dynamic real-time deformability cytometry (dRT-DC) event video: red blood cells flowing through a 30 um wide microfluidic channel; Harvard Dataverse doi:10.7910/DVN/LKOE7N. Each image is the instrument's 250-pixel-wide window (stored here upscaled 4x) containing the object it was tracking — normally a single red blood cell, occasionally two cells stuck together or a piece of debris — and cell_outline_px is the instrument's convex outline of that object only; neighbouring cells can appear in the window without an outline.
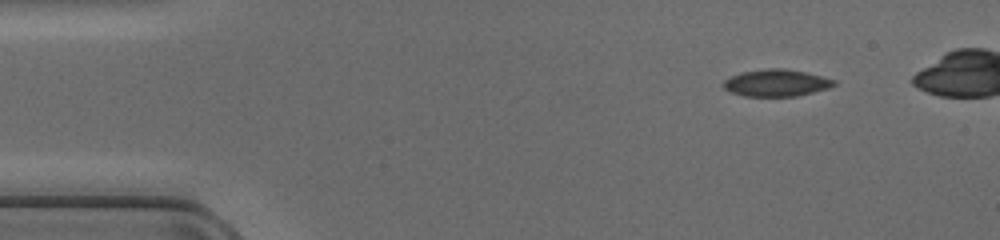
{"species": "common noctule bat (a hibernating species)", "species_latin": "Nyctalus noctula", "temperature_condition": "cold", "stored_images_in_passage": 39, "camera_frame_rate_fps": 3000, "um_per_image_px": 0.085, "animal": {"sex": "female", "body_mass_g": 17.0, "forearm_length_mm": 48.0}, "frame": {"image": 1, "passage_image": 1, "time_ms": 0.0, "image_size_px": [1000, 240], "cell_outline_px": [[836, 84], [828, 88], [796, 96], [744, 96], [732, 92], [724, 88], [720, 84], [724, 80], [740, 72], [768, 68], [784, 68], [808, 72], [836, 80]], "centroid_in_image_um": [65.98, 7.03], "position_along_channel_um": 19.0, "area_um2": 17.46}}
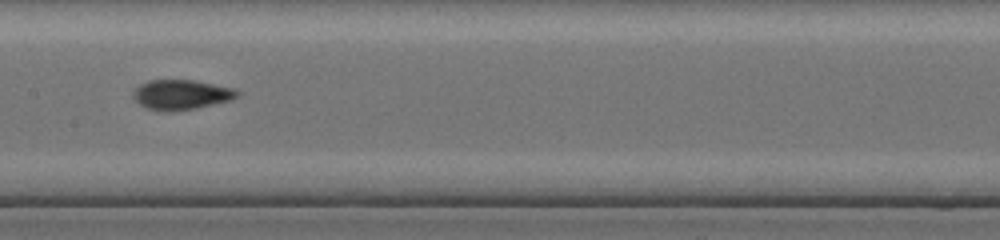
{"frame": {"image": 2, "passage_image": 19, "time_ms": 6.0, "image_size_px": [1000, 240], "cell_outline_px": [[240, 96], [232, 100], [196, 108], [160, 112], [148, 108], [140, 104], [132, 96], [132, 92], [140, 84], [148, 80], [196, 80], [236, 88], [240, 92]], "centroid_in_image_um": [15.45, 8.03], "position_along_channel_um": 191.9, "area_um2": 18.32}}
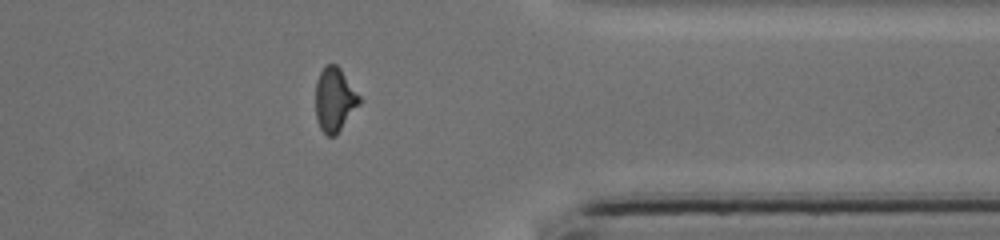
{"frame": {"image": 3, "passage_image": 33, "time_ms": 10.667, "image_size_px": [1000, 240], "cell_outline_px": [[360, 104], [336, 136], [328, 136], [320, 128], [316, 120], [316, 80], [320, 72], [328, 64], [336, 64], [340, 68], [360, 96]], "centroid_in_image_um": [28.44, 8.49], "position_along_channel_um": 383.0, "area_um2": 16.3}}